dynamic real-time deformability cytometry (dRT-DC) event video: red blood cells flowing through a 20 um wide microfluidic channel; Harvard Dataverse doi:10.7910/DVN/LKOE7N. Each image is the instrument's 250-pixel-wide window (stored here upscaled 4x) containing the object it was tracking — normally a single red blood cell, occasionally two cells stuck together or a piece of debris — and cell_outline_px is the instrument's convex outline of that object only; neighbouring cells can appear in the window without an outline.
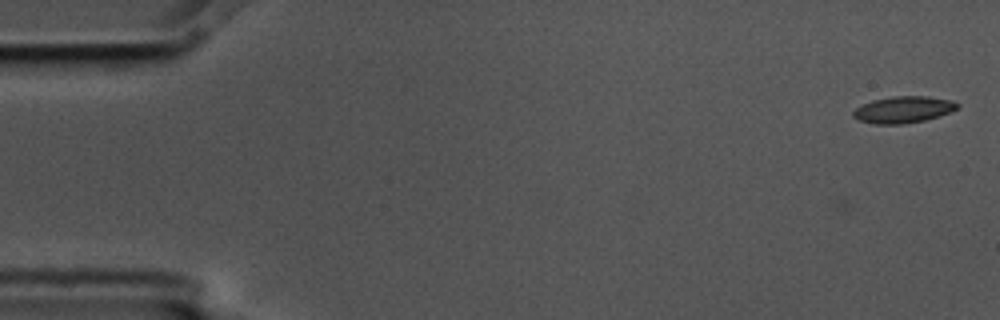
{"species": "common noctule bat (a hibernating species)", "species_latin": "Nyctalus noctula", "temperature_condition": "cold", "stored_images_in_passage": 5, "camera_frame_rate_fps": 3000, "um_per_image_px": 0.085, "animal": {"sex": "male", "body_mass_g": 17.5, "forearm_length_mm": 52.3}, "frame": {"image": 1, "passage_image": 1, "time_ms": 0.0, "image_size_px": [1000, 320], "cell_outline_px": [[960, 104], [956, 108], [948, 112], [924, 120], [904, 124], [876, 124], [860, 120], [852, 116], [852, 112], [856, 108], [872, 100], [892, 96], [928, 96], [952, 100]], "centroid_in_image_um": [76.76, 9.31], "position_along_channel_um": 8.2, "area_um2": 15.95}}
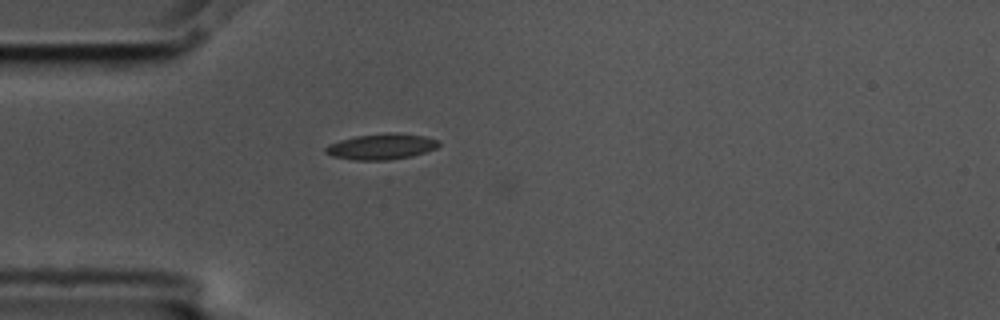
{"frame": {"image": 2, "passage_image": 5, "time_ms": 1.333, "image_size_px": [1000, 320], "cell_outline_px": [[440, 144], [436, 148], [412, 156], [388, 160], [356, 160], [332, 156], [324, 152], [324, 148], [328, 144], [340, 140], [356, 136], [388, 132], [396, 132], [424, 136], [436, 140]], "centroid_in_image_um": [32.39, 12.45], "position_along_channel_um": 52.6, "area_um2": 16.99}}